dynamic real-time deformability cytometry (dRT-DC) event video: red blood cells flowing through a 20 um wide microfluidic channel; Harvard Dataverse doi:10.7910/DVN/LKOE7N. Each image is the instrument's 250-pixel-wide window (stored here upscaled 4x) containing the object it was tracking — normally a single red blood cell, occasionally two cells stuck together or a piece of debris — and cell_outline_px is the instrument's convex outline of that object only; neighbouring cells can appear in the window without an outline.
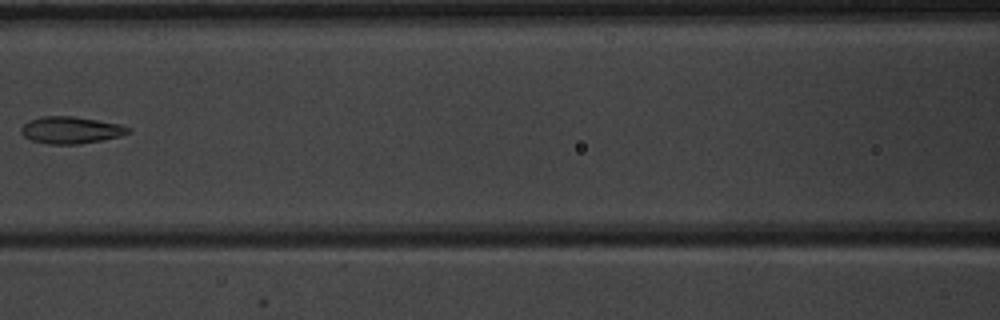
{"species": "common noctule bat (a hibernating species)", "species_latin": "Nyctalus noctula", "temperature_condition": "warm", "stored_images_in_passage": 6, "camera_frame_rate_fps": 3000, "um_per_image_px": 0.085, "animal": {"sex": "male", "body_mass_g": 20.1, "forearm_length_mm": 53.5}, "frame": {"image": 1, "passage_image": 5, "time_ms": 5.0, "image_size_px": [1000, 320], "cell_outline_px": [[132, 132], [120, 136], [104, 140], [80, 144], [48, 144], [32, 140], [24, 136], [20, 132], [20, 128], [28, 120], [44, 116], [72, 116], [120, 124], [132, 128]], "centroid_in_image_um": [6.04, 11.06], "position_along_channel_um": 160.6, "area_um2": 16.94}}
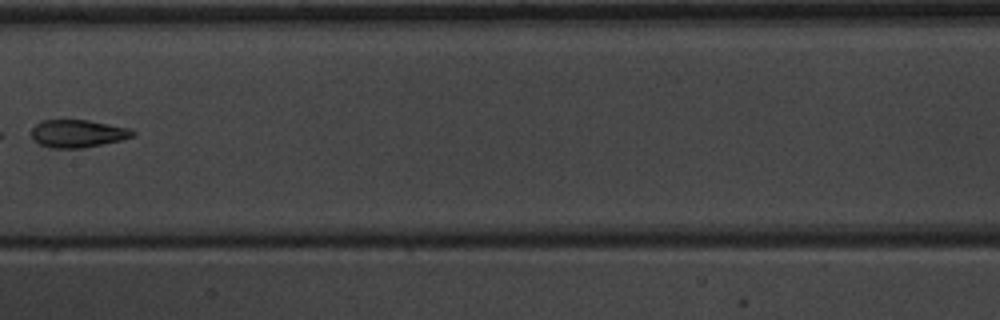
{"frame": {"image": 2, "passage_image": 6, "time_ms": 6.0, "image_size_px": [1000, 320], "cell_outline_px": [[136, 136], [120, 140], [84, 148], [48, 148], [32, 140], [32, 128], [40, 120], [88, 120], [128, 128], [136, 132]], "centroid_in_image_um": [6.59, 11.36], "position_along_channel_um": 200.8, "area_um2": 16.42}}